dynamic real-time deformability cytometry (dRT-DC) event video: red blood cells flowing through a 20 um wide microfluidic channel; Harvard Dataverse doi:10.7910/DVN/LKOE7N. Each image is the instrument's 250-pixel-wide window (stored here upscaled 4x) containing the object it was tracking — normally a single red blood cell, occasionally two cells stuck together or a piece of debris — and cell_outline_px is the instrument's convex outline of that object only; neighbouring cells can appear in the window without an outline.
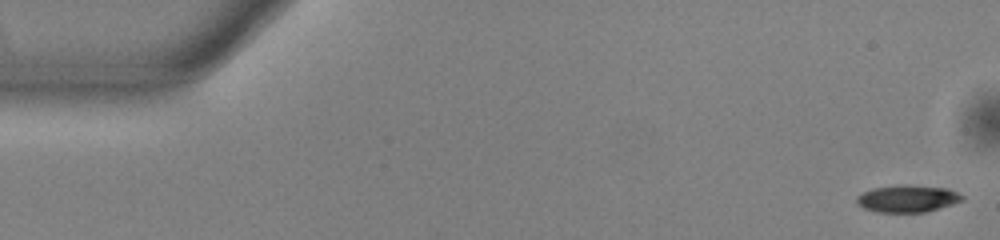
{"species": "common noctule bat (a hibernating species)", "species_latin": "Nyctalus noctula", "temperature_condition": "warm", "stored_images_in_passage": 52, "camera_frame_rate_fps": 3000, "um_per_image_px": 0.085, "animal": {"sex": "male", "body_mass_g": 13.0, "forearm_length_mm": 53.1}, "frame": {"image": 1, "passage_image": 1, "time_ms": 0.0, "image_size_px": [1000, 240], "cell_outline_px": [[964, 200], [952, 204], [924, 212], [880, 212], [864, 208], [856, 200], [856, 196], [872, 188], [900, 184], [908, 184], [948, 188], [964, 196]], "centroid_in_image_um": [77.15, 16.86], "position_along_channel_um": 7.8, "area_um2": 16.65}}
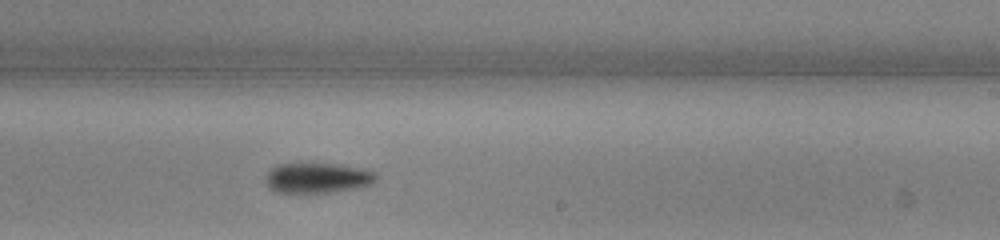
{"frame": {"image": 2, "passage_image": 31, "time_ms": 10.0, "image_size_px": [1000, 240], "cell_outline_px": [[376, 180], [372, 184], [356, 188], [332, 192], [276, 192], [268, 188], [264, 176], [276, 164], [332, 164], [364, 168], [376, 172]], "centroid_in_image_um": [26.98, 15.12], "position_along_channel_um": 262.0, "area_um2": 19.42}}
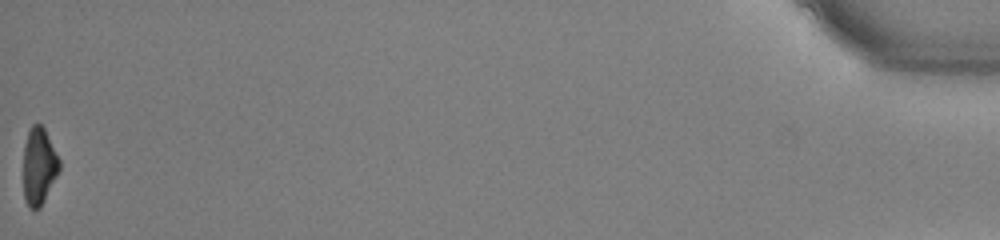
{"frame": {"image": 3, "passage_image": 52, "time_ms": 17.0, "image_size_px": [1000, 240], "cell_outline_px": [[60, 168], [40, 208], [28, 208], [24, 200], [24, 144], [28, 132], [32, 124], [40, 124], [44, 128], [60, 160]], "centroid_in_image_um": [3.3, 14.12], "position_along_channel_um": 431.9, "area_um2": 15.95}, "authors_computed_cell_mechanics": {"area_um2": 18.3226, "velocity_mm_per_s": 3.9517, "shape_relaxation_time_tau1_ms": 2.1486, "shape_relaxation_time_tau2_ms": null, "deformation_change_tau1": 0.1252, "deformation_change_tau2": null}}